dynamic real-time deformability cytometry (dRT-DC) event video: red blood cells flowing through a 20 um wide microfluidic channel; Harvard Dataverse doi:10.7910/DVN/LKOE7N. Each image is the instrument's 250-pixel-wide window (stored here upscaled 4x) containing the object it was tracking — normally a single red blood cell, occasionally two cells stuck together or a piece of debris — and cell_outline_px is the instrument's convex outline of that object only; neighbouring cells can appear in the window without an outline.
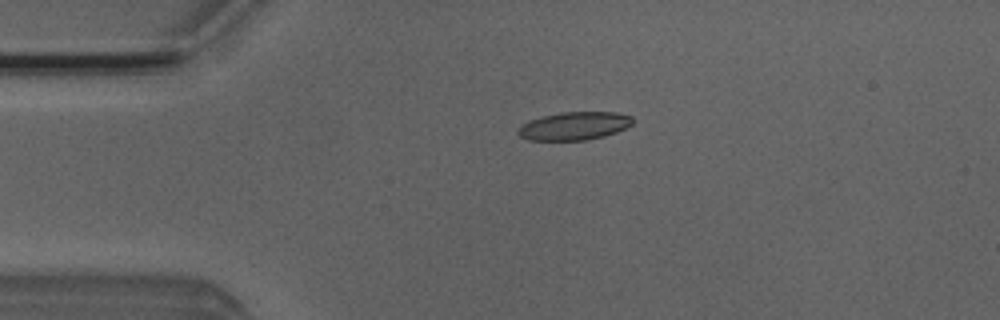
{"species": "Egyptian fruit bat (a non-hibernating species)", "species_latin": "Rousettus aegyptiacus", "temperature_condition": "room temperature", "stored_images_in_passage": 5, "camera_frame_rate_fps": 3000, "um_per_image_px": 0.085, "animal": {"sex": "male"}, "frame": {"image": 1, "passage_image": 4, "time_ms": 1.0, "image_size_px": [1000, 320], "cell_outline_px": [[632, 124], [616, 132], [604, 136], [584, 140], [528, 140], [520, 136], [516, 132], [528, 120], [560, 112], [616, 112], [632, 116]], "centroid_in_image_um": [48.81, 10.7], "position_along_channel_um": 36.2, "area_um2": 18.61}}